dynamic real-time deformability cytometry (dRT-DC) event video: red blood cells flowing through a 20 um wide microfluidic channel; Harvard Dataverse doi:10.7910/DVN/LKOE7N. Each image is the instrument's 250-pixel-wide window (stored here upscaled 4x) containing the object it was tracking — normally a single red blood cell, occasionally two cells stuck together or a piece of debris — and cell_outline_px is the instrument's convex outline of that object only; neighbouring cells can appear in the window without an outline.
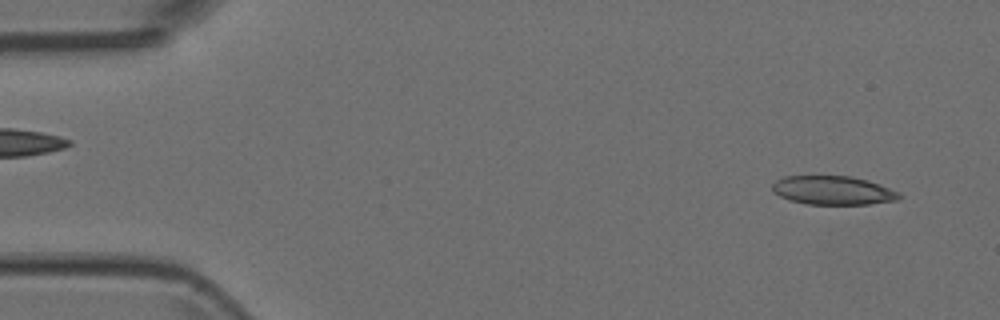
{"species": "Egyptian fruit bat (a non-hibernating species)", "species_latin": "Rousettus aegyptiacus", "temperature_condition": "room temperature", "stored_images_in_passage": 5, "camera_frame_rate_fps": 3000, "um_per_image_px": 0.085, "animal": {"sex": "female"}, "frame": {"image": 1, "passage_image": 1, "time_ms": 0.0, "image_size_px": [1000, 320], "cell_outline_px": [[904, 196], [896, 200], [868, 204], [804, 204], [788, 200], [772, 192], [772, 184], [776, 180], [784, 176], [852, 176], [868, 180], [880, 184], [900, 192]], "centroid_in_image_um": [70.8, 16.18], "position_along_channel_um": 14.2, "area_um2": 21.5}}
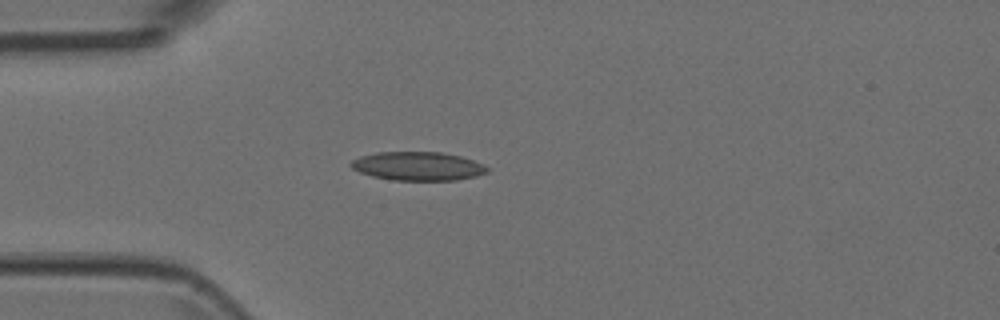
{"frame": {"image": 2, "passage_image": 3, "time_ms": 0.667, "image_size_px": [1000, 320], "cell_outline_px": [[488, 172], [476, 176], [456, 180], [392, 180], [372, 176], [360, 172], [352, 168], [348, 164], [352, 160], [360, 156], [376, 152], [440, 152], [460, 156], [484, 164], [488, 168]], "centroid_in_image_um": [35.5, 14.12], "position_along_channel_um": 49.5, "area_um2": 22.77}}
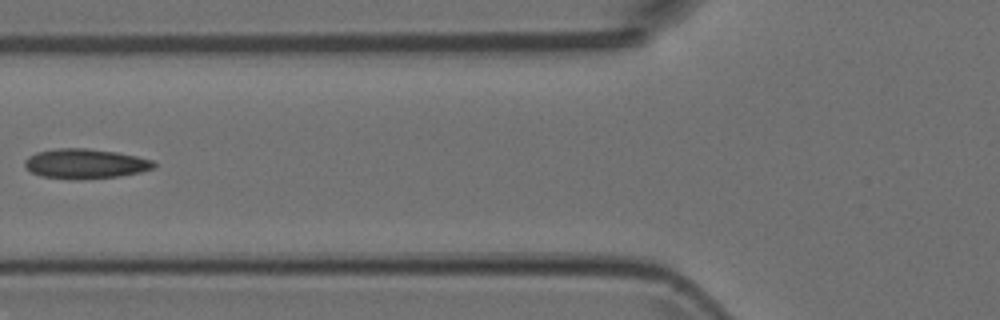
{"frame": {"image": 3, "passage_image": 5, "time_ms": 1.333, "image_size_px": [1000, 320], "cell_outline_px": [[156, 168], [140, 172], [120, 176], [76, 180], [72, 180], [40, 176], [24, 168], [24, 160], [28, 156], [36, 152], [56, 148], [84, 148], [116, 152], [136, 156], [152, 160], [156, 164]], "centroid_in_image_um": [7.22, 13.92], "position_along_channel_um": 118.6, "area_um2": 22.66}}